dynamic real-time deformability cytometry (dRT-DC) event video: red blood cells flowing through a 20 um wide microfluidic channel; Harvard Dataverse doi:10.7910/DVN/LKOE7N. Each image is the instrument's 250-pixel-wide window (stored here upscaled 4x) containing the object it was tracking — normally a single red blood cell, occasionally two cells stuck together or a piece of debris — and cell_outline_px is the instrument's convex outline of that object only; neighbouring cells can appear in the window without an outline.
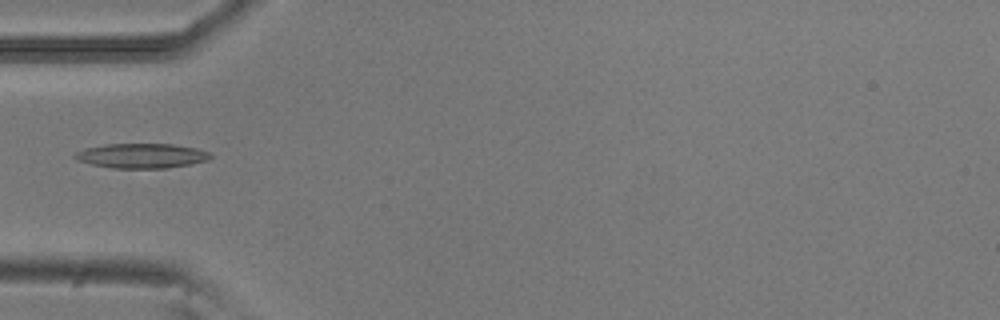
{"species": "common noctule bat (a hibernating species)", "species_latin": "Nyctalus noctula", "temperature_condition": "room temperature", "stored_images_in_passage": 1, "camera_frame_rate_fps": 3000, "um_per_image_px": 0.085, "animal": {"sex": "male", "body_mass_g": 20.5, "forearm_length_mm": 52.5}, "frame": {"image": 1, "passage_image": 1, "time_ms": 0.0, "image_size_px": [1000, 320], "cell_outline_px": [[212, 156], [208, 160], [168, 168], [112, 168], [92, 164], [76, 160], [72, 156], [76, 152], [84, 148], [104, 144], [172, 144], [196, 148], [208, 152]], "centroid_in_image_um": [11.99, 13.24], "position_along_channel_um": 73.0, "area_um2": 19.48}}